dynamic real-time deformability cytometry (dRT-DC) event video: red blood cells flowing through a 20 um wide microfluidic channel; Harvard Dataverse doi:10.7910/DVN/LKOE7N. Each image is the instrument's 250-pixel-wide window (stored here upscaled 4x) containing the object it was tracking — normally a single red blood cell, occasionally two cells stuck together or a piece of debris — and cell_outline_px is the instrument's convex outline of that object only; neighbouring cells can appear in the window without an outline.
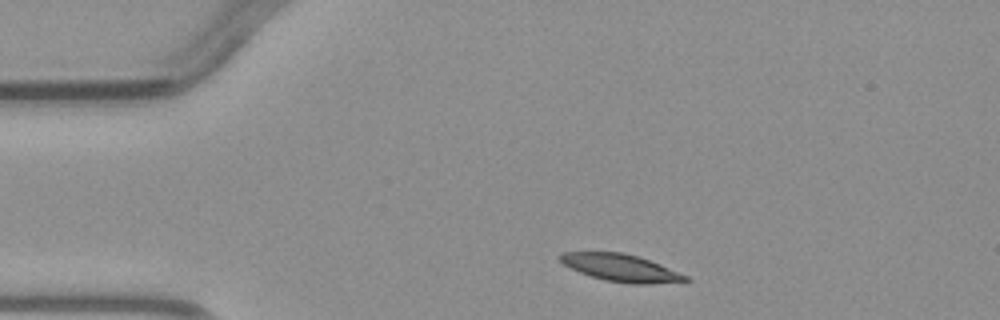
{"species": "common noctule bat (a hibernating species)", "species_latin": "Nyctalus noctula", "temperature_condition": "warm", "stored_images_in_passage": 3, "segment_of_instrument_passage": [1, 2], "camera_frame_rate_fps": 3000, "um_per_image_px": 0.085, "animal": {"sex": "male", "body_mass_g": 23.1, "forearm_length_mm": 52.7}, "frame": {"image": 1, "passage_image": 1, "time_ms": 0.0, "image_size_px": [1000, 320], "cell_outline_px": [[692, 280], [652, 284], [632, 284], [604, 280], [580, 272], [564, 264], [556, 256], [560, 252], [620, 252], [636, 256], [660, 264], [688, 276]], "centroid_in_image_um": [52.76, 22.76], "position_along_channel_um": 32.2, "area_um2": 19.77}}